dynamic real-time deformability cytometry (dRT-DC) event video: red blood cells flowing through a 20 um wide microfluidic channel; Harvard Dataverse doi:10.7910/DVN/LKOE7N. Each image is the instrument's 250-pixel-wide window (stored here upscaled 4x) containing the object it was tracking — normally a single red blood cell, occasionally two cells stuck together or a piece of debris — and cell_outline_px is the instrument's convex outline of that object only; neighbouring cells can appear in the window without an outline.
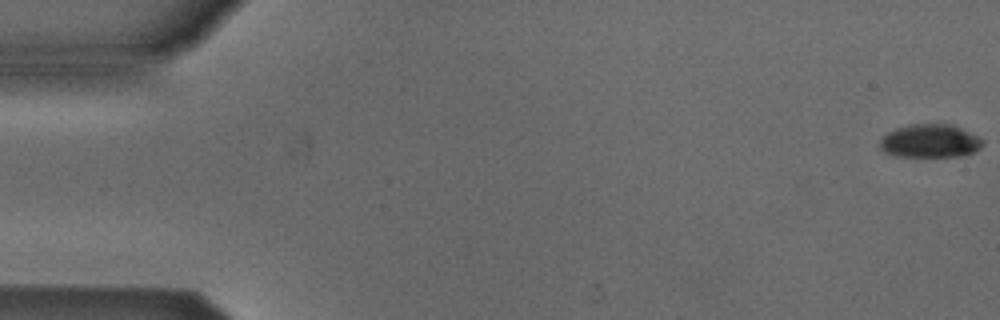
{"species": "Egyptian fruit bat (a non-hibernating species)", "species_latin": "Rousettus aegyptiacus", "temperature_condition": "cold", "stored_images_in_passage": 54, "camera_frame_rate_fps": 3000, "um_per_image_px": 0.085, "animal": {"sex": "male"}, "frame": {"image": 1, "passage_image": 1, "time_ms": 0.0, "image_size_px": [1000, 320], "cell_outline_px": [[984, 144], [976, 152], [960, 156], [896, 156], [884, 152], [880, 148], [880, 140], [888, 132], [896, 128], [908, 124], [952, 124], [984, 140]], "centroid_in_image_um": [79.06, 11.99], "position_along_channel_um": 5.9, "area_um2": 19.94}}
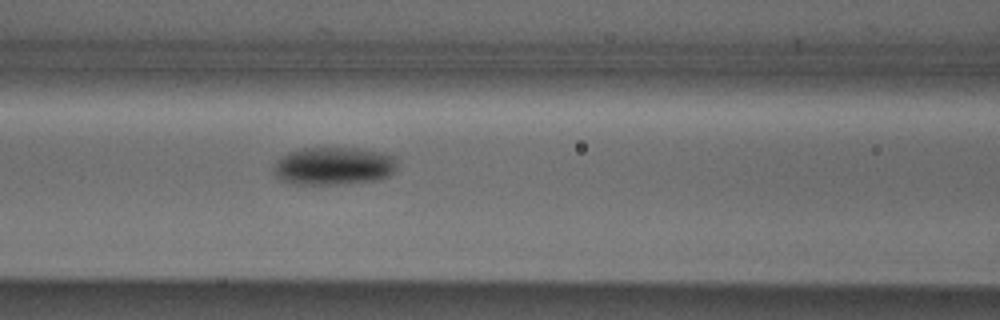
{"frame": {"image": 2, "passage_image": 23, "time_ms": 7.333, "image_size_px": [1000, 320], "cell_outline_px": [[396, 168], [388, 176], [380, 180], [332, 184], [296, 184], [280, 180], [272, 172], [272, 168], [276, 160], [288, 152], [300, 148], [360, 148], [384, 152], [396, 156]], "centroid_in_image_um": [28.35, 14.1], "position_along_channel_um": 138.2, "area_um2": 27.63}}
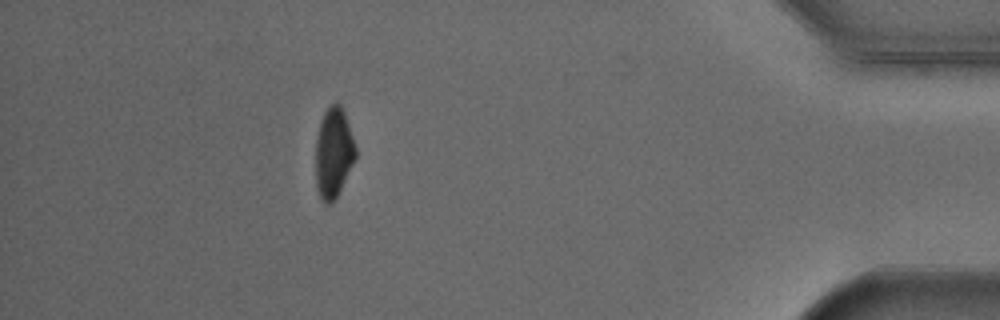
{"frame": {"image": 3, "passage_image": 48, "time_ms": 15.667, "image_size_px": [1000, 320], "cell_outline_px": [[356, 156], [336, 196], [328, 204], [320, 196], [316, 184], [316, 140], [320, 120], [324, 112], [336, 100], [340, 104], [344, 112], [356, 148]], "centroid_in_image_um": [28.34, 12.91], "position_along_channel_um": 406.9, "area_um2": 20.4}, "authors_computed_cell_mechanics": {"area_um2": 22.9177, "velocity_mm_per_s": 3.883, "shape_relaxation_time_tau1_ms": 2.1664, "shape_relaxation_time_tau2_ms": null, "deformation_change_tau1": 0.1097, "deformation_change_tau2": null}}